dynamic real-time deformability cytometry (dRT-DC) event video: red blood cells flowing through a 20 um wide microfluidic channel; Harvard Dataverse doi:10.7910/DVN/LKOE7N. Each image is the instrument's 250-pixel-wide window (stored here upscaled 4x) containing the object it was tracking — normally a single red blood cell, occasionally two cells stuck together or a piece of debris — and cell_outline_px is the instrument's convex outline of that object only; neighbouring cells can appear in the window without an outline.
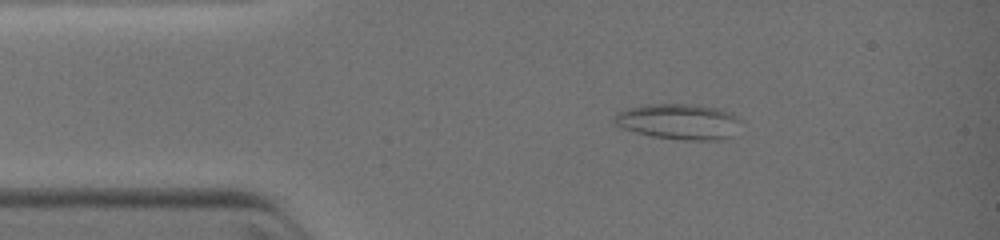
{"species": "common noctule bat (a hibernating species)", "species_latin": "Nyctalus noctula", "temperature_condition": "warm", "stored_images_in_passage": 52, "camera_frame_rate_fps": 3000, "um_per_image_px": 0.085, "animal": {"sex": "female", "body_mass_g": 19.0, "forearm_length_mm": 51.5}, "frame": {"image": 1, "passage_image": 8, "time_ms": 1.667, "image_size_px": [1000, 240], "cell_outline_px": [[740, 120], [732, 136], [724, 140], [680, 140], [652, 136], [636, 132], [624, 128], [616, 124], [612, 120], [616, 112], [628, 108], [644, 104], [692, 104], [716, 108], [732, 112]], "centroid_in_image_um": [57.69, 10.33], "position_along_channel_um": 27.3, "area_um2": 26.36}}
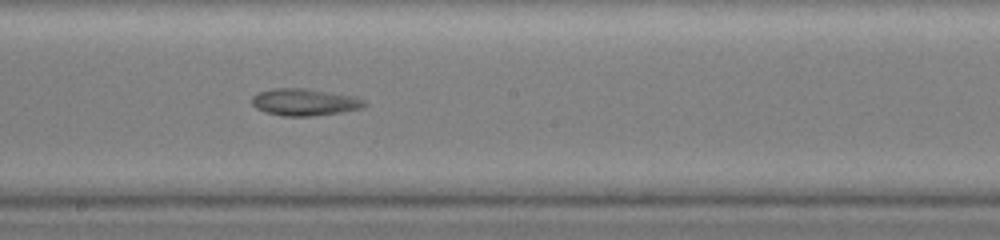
{"frame": {"image": 2, "passage_image": 27, "time_ms": 6.667, "image_size_px": [1000, 240], "cell_outline_px": [[368, 104], [364, 108], [316, 116], [284, 116], [264, 112], [256, 108], [252, 104], [252, 96], [256, 92], [272, 88], [308, 88], [356, 96], [364, 100]], "centroid_in_image_um": [25.9, 8.67], "position_along_channel_um": 222.3, "area_um2": 18.09}}
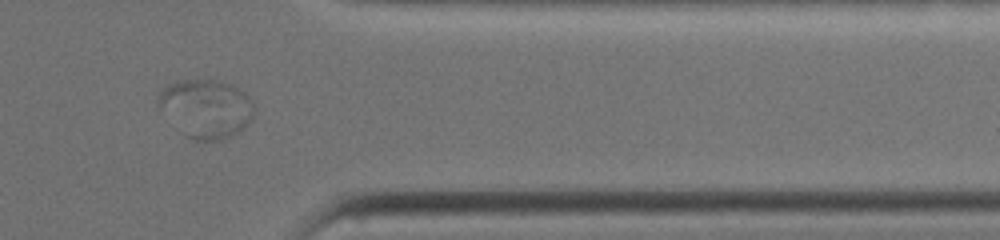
{"frame": {"image": 3, "passage_image": 42, "time_ms": 10.333, "image_size_px": [1000, 240], "cell_outline_px": [[256, 112], [252, 120], [244, 128], [232, 136], [220, 140], [192, 140], [184, 136], [160, 112], [160, 88], [180, 80], [220, 80], [244, 92], [252, 100], [256, 108]], "centroid_in_image_um": [17.53, 9.25], "position_along_channel_um": 393.9, "area_um2": 33.0}}